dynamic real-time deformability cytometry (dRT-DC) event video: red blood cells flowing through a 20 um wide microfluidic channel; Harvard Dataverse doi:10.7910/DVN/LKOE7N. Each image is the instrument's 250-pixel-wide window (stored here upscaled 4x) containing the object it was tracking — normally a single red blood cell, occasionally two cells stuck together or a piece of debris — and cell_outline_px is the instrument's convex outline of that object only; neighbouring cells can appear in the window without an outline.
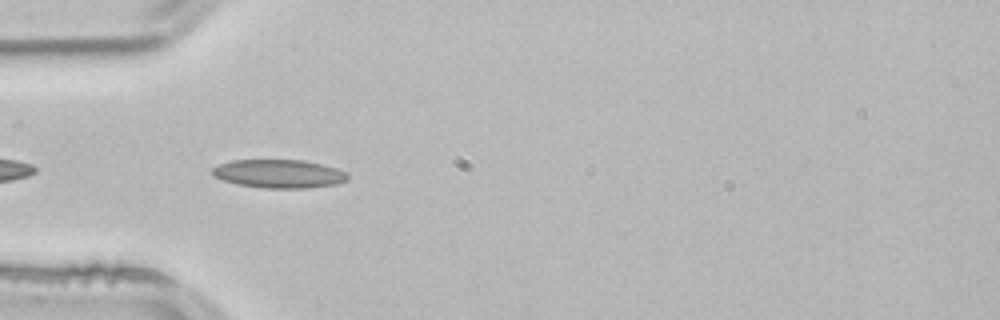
{"species": "common noctule bat (a hibernating species)", "species_latin": "Nyctalus noctula", "temperature_condition": "room temperature", "stored_images_in_passage": 9, "camera_frame_rate_fps": 3000, "um_per_image_px": 0.085, "animal": {"sex": "male", "body_mass_g": 21.5, "forearm_length_mm": 52.0}, "frame": {"image": 1, "passage_image": 2, "time_ms": 0.333, "image_size_px": [1000, 320], "cell_outline_px": [[348, 180], [336, 184], [308, 188], [264, 188], [236, 184], [212, 176], [212, 168], [220, 164], [232, 160], [304, 160], [324, 164], [336, 168], [344, 172], [348, 176]], "centroid_in_image_um": [23.71, 14.77], "position_along_channel_um": 61.3, "area_um2": 22.48}}